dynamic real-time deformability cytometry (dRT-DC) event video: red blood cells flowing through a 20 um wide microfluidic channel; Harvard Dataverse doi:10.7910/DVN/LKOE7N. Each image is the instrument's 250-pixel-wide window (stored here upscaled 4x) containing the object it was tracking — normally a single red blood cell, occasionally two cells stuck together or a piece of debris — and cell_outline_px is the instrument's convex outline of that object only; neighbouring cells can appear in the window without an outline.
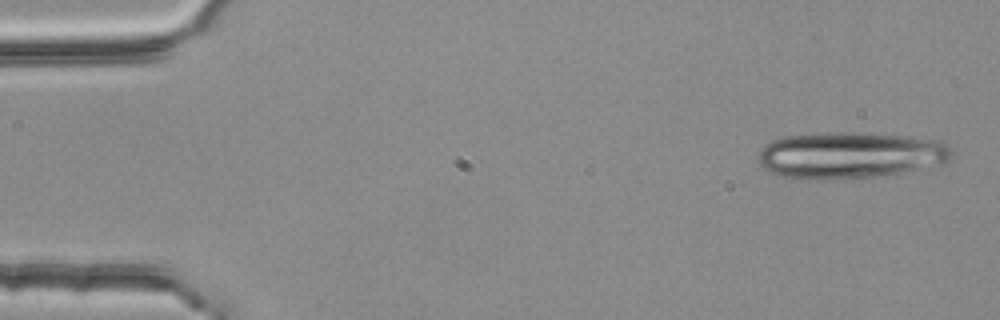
{"species": "common noctule bat (a hibernating species)", "species_latin": "Nyctalus noctula", "temperature_condition": "room temperature", "stored_images_in_passage": 3, "camera_frame_rate_fps": 3000, "um_per_image_px": 0.085, "animal": {"sex": "female", "body_mass_g": 25.1}, "frame": {"image": 1, "passage_image": 1, "time_ms": 0.0, "image_size_px": [1000, 320], "cell_outline_px": [[952, 156], [944, 164], [884, 176], [824, 180], [800, 180], [776, 176], [764, 168], [756, 160], [756, 156], [760, 148], [764, 144], [772, 140], [784, 136], [824, 132], [864, 132], [940, 140], [952, 152]], "centroid_in_image_um": [72.17, 13.2], "position_along_channel_um": 12.8, "area_um2": 53.58}}